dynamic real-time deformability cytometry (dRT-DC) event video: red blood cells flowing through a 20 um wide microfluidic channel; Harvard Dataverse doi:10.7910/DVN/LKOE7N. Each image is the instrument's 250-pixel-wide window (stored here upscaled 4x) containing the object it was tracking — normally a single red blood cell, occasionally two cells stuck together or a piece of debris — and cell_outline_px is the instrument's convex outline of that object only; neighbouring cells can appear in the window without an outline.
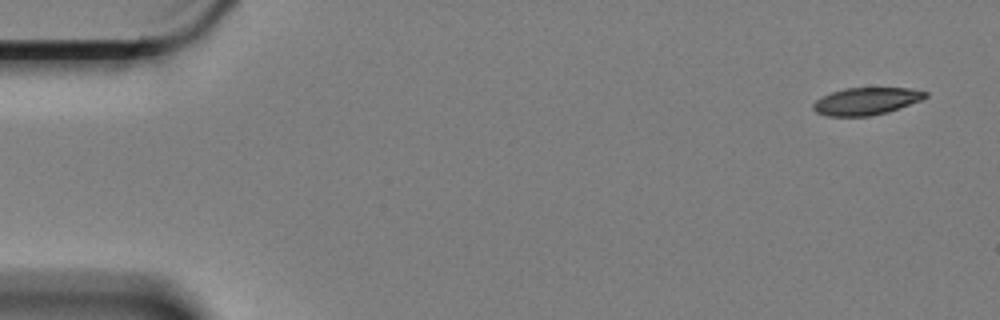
{"species": "Egyptian fruit bat (a non-hibernating species)", "species_latin": "Rousettus aegyptiacus", "temperature_condition": "cold", "stored_images_in_passage": 8, "camera_frame_rate_fps": 3000, "um_per_image_px": 0.085, "animal": {"sex": "female"}, "frame": {"image": 1, "passage_image": 1, "time_ms": 0.0, "image_size_px": [1000, 320], "cell_outline_px": [[928, 96], [920, 100], [888, 112], [868, 116], [828, 116], [816, 112], [812, 108], [812, 104], [816, 100], [832, 92], [844, 88], [908, 88], [928, 92]], "centroid_in_image_um": [73.62, 8.6], "position_along_channel_um": 11.4, "area_um2": 17.69}}
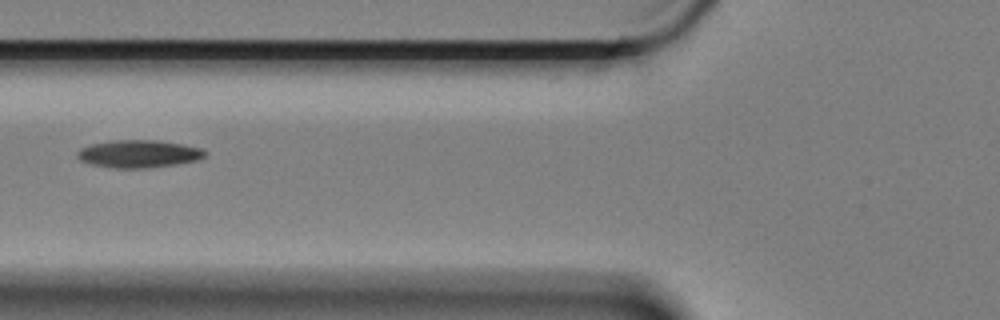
{"frame": {"image": 2, "passage_image": 6, "time_ms": 1.667, "image_size_px": [1000, 320], "cell_outline_px": [[208, 152], [204, 156], [196, 160], [176, 164], [144, 168], [116, 168], [92, 164], [80, 160], [76, 156], [76, 152], [80, 148], [92, 144], [112, 140], [160, 140], [184, 144], [204, 148]], "centroid_in_image_um": [11.81, 13.06], "position_along_channel_um": 114.0, "area_um2": 20.63}}
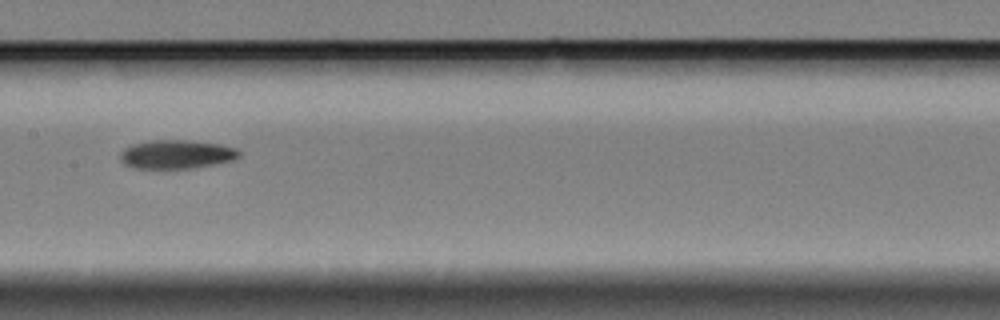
{"frame": {"image": 3, "passage_image": 8, "time_ms": 2.333, "image_size_px": [1000, 320], "cell_outline_px": [[240, 156], [232, 160], [192, 168], [136, 168], [124, 164], [120, 160], [120, 152], [124, 148], [132, 144], [156, 140], [184, 140], [220, 144], [236, 148], [240, 152]], "centroid_in_image_um": [14.98, 13.11], "position_along_channel_um": 192.4, "area_um2": 19.71}}